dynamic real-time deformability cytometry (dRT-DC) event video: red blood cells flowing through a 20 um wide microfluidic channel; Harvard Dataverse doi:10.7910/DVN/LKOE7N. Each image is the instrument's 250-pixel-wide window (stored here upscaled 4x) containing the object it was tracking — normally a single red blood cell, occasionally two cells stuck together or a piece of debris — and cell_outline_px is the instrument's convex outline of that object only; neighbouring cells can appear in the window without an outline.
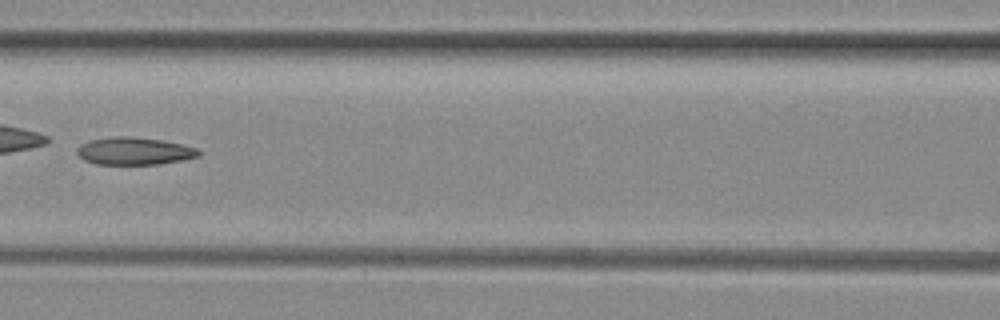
{"species": "common noctule bat (a hibernating species)", "species_latin": "Nyctalus noctula", "temperature_condition": "room temperature", "stored_images_in_passage": 7, "camera_frame_rate_fps": 3000, "um_per_image_px": 0.085, "animal": {"sex": "female", "body_mass_g": 29.2, "forearm_length_mm": 56.3}, "frame": {"image": 1, "passage_image": 7, "time_ms": 2.0, "image_size_px": [1000, 320], "cell_outline_px": [[200, 156], [160, 164], [96, 164], [84, 160], [76, 152], [76, 148], [80, 144], [92, 140], [116, 136], [128, 136], [160, 140], [180, 144], [196, 148], [200, 152]], "centroid_in_image_um": [11.38, 12.84], "position_along_channel_um": 155.2, "area_um2": 19.25}}